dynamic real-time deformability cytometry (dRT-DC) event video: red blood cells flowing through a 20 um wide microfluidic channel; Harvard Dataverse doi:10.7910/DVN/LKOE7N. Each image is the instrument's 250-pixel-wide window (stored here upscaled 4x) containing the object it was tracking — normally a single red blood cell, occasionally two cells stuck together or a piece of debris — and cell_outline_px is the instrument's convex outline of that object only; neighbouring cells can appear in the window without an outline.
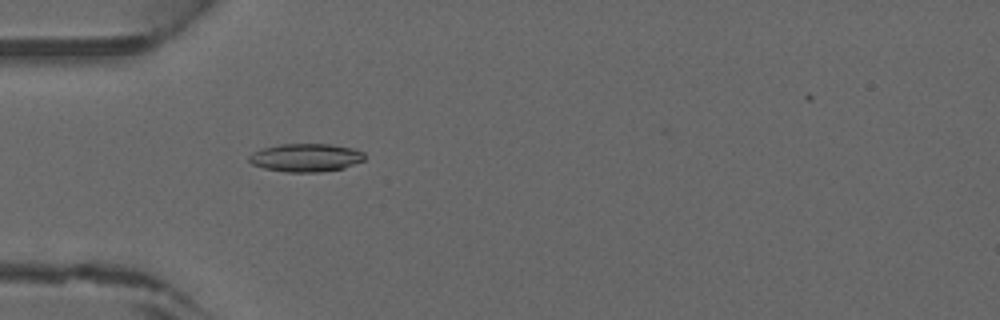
{"species": "common noctule bat (a hibernating species)", "species_latin": "Nyctalus noctula", "temperature_condition": "warm", "stored_images_in_passage": 47, "camera_frame_rate_fps": 3000, "um_per_image_px": 0.085, "animal": {"sex": "male", "forearm_length_mm": 52.5}, "frame": {"image": 1, "passage_image": 15, "time_ms": 4.667, "image_size_px": [1000, 320], "cell_outline_px": [[364, 160], [344, 168], [320, 172], [284, 172], [264, 168], [252, 164], [248, 160], [248, 156], [252, 152], [264, 148], [280, 144], [332, 144], [352, 148], [364, 152]], "centroid_in_image_um": [25.99, 13.4], "position_along_channel_um": 59.0, "area_um2": 19.02}}
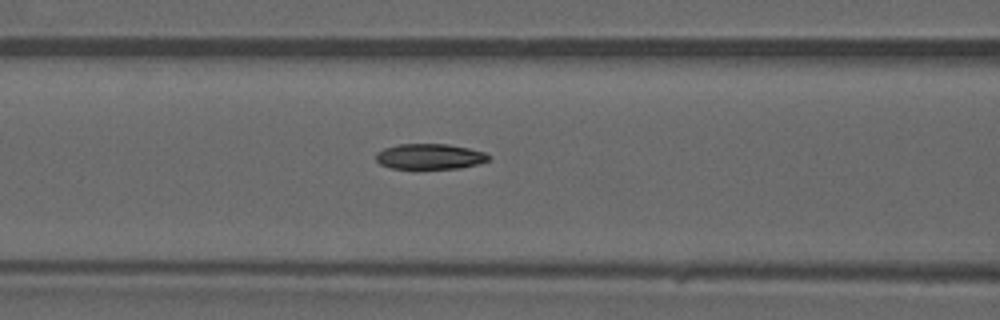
{"frame": {"image": 2, "passage_image": 20, "time_ms": 6.333, "image_size_px": [1000, 320], "cell_outline_px": [[492, 156], [488, 160], [476, 164], [460, 168], [392, 168], [380, 164], [376, 160], [376, 152], [384, 148], [400, 144], [448, 144], [468, 148], [484, 152]], "centroid_in_image_um": [36.52, 13.29], "position_along_channel_um": 130.1, "area_um2": 16.59}}
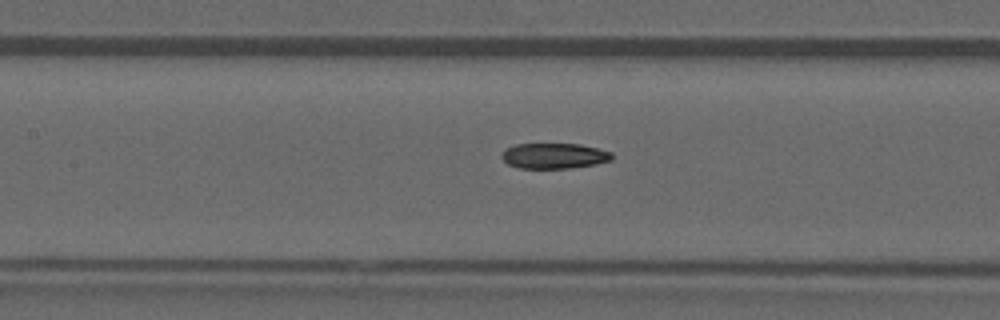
{"frame": {"image": 3, "passage_image": 22, "time_ms": 7.0, "image_size_px": [1000, 320], "cell_outline_px": [[612, 160], [596, 164], [568, 168], [520, 168], [508, 164], [500, 156], [500, 152], [516, 144], [580, 144], [612, 152]], "centroid_in_image_um": [47.09, 13.24], "position_along_channel_um": 160.3, "area_um2": 16.3}}